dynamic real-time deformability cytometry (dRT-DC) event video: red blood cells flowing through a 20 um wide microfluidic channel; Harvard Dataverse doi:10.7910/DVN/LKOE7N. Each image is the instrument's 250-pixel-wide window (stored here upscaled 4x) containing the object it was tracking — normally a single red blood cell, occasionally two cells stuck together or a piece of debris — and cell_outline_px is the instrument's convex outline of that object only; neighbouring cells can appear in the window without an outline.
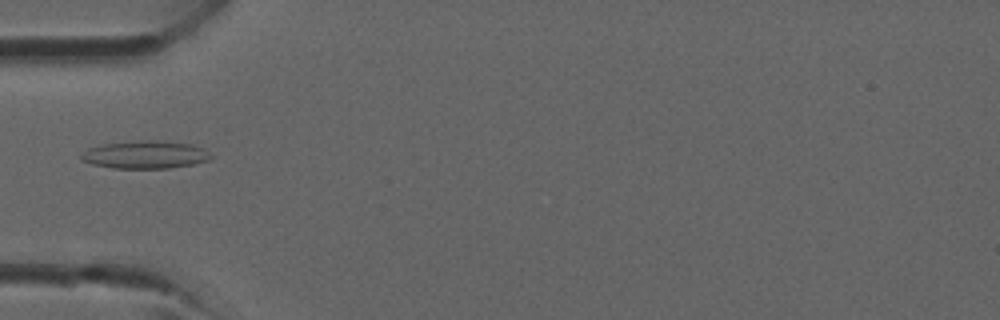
{"species": "common noctule bat (a hibernating species)", "species_latin": "Nyctalus noctula", "temperature_condition": "room temperature", "stored_images_in_passage": 8, "camera_frame_rate_fps": 3000, "um_per_image_px": 0.085, "animal": {"sex": "male", "forearm_length_mm": 52.5}, "frame": {"image": 1, "passage_image": 4, "time_ms": 1.0, "image_size_px": [1000, 320], "cell_outline_px": [[212, 156], [208, 160], [192, 164], [168, 168], [112, 168], [92, 164], [80, 160], [80, 156], [84, 152], [92, 148], [104, 144], [192, 144], [204, 148]], "centroid_in_image_um": [12.34, 13.23], "position_along_channel_um": 72.7, "area_um2": 19.31}}
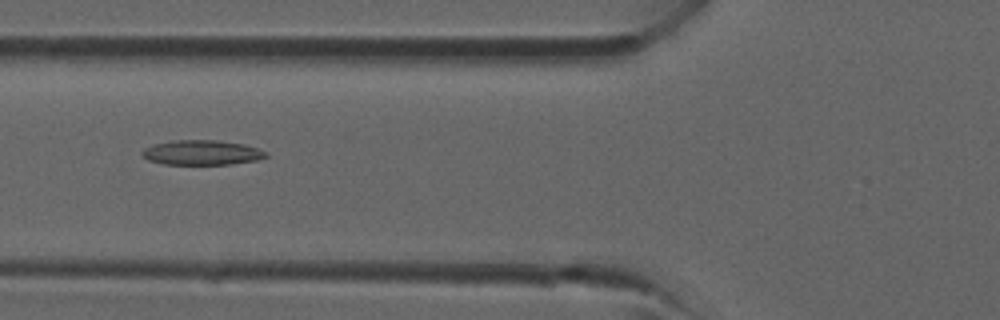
{"frame": {"image": 2, "passage_image": 6, "time_ms": 1.667, "image_size_px": [1000, 320], "cell_outline_px": [[268, 156], [256, 160], [232, 164], [164, 164], [148, 160], [140, 152], [144, 148], [152, 144], [176, 140], [216, 140], [244, 144], [268, 152]], "centroid_in_image_um": [17.15, 12.96], "position_along_channel_um": 108.7, "area_um2": 17.86}}
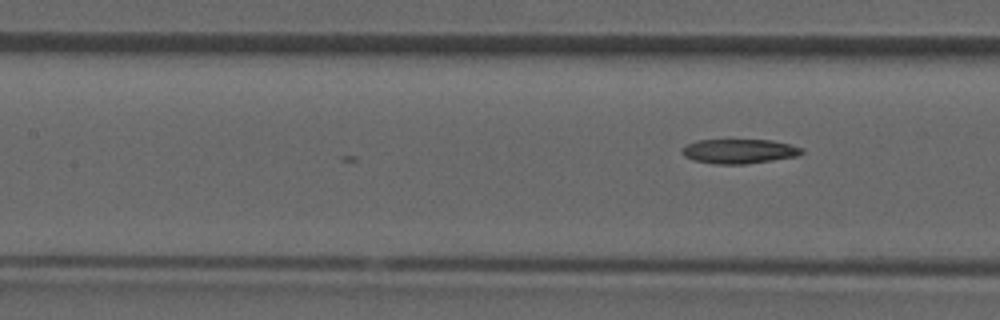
{"frame": {"image": 3, "passage_image": 8, "time_ms": 2.333, "image_size_px": [1000, 320], "cell_outline_px": [[804, 152], [796, 156], [772, 160], [744, 164], [712, 164], [692, 160], [684, 156], [680, 152], [680, 148], [684, 144], [696, 140], [772, 140], [792, 144], [804, 148]], "centroid_in_image_um": [62.77, 12.85], "position_along_channel_um": 144.6, "area_um2": 17.4}}